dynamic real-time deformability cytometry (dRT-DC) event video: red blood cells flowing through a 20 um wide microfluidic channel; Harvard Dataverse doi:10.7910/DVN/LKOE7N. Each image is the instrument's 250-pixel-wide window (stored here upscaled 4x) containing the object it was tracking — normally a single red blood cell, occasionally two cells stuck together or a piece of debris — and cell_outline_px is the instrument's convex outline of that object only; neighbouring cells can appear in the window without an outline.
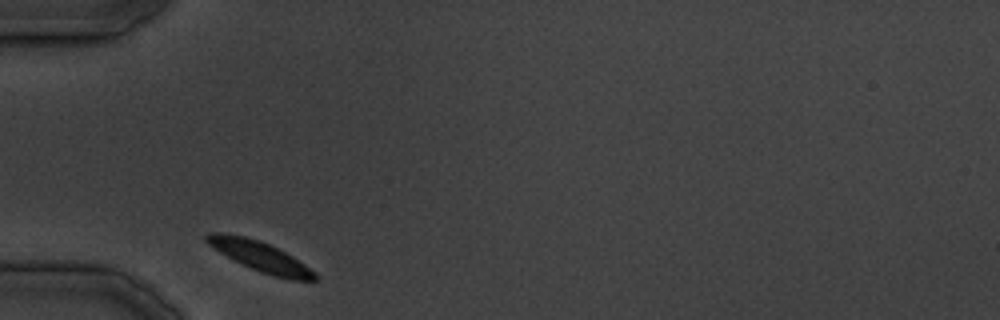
{"species": "common noctule bat (a hibernating species)", "species_latin": "Nyctalus noctula", "temperature_condition": "cold", "stored_images_in_passage": 22, "camera_frame_rate_fps": 3000, "um_per_image_px": 0.085, "animal": {"sex": "male", "body_mass_g": 19.5, "forearm_length_mm": 54.6}, "frame": {"image": 1, "passage_image": 1, "time_ms": 0.0, "image_size_px": [1000, 320], "cell_outline_px": [[320, 280], [292, 280], [272, 276], [260, 272], [220, 252], [208, 244], [204, 240], [204, 236], [208, 232], [224, 232], [244, 236], [260, 240], [292, 256], [316, 272], [320, 276]], "centroid_in_image_um": [22.14, 21.79], "position_along_channel_um": 62.9, "area_um2": 18.84}}
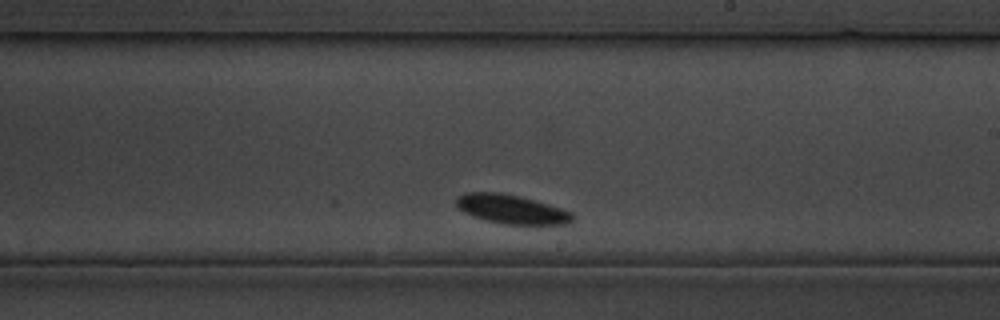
{"frame": {"image": 2, "passage_image": 13, "time_ms": 14.667, "image_size_px": [1000, 320], "cell_outline_px": [[572, 220], [568, 224], [504, 224], [484, 220], [472, 216], [456, 208], [456, 196], [464, 192], [500, 192], [520, 196], [548, 204], [572, 212]], "centroid_in_image_um": [43.4, 17.77], "position_along_channel_um": 245.6, "area_um2": 19.77}}